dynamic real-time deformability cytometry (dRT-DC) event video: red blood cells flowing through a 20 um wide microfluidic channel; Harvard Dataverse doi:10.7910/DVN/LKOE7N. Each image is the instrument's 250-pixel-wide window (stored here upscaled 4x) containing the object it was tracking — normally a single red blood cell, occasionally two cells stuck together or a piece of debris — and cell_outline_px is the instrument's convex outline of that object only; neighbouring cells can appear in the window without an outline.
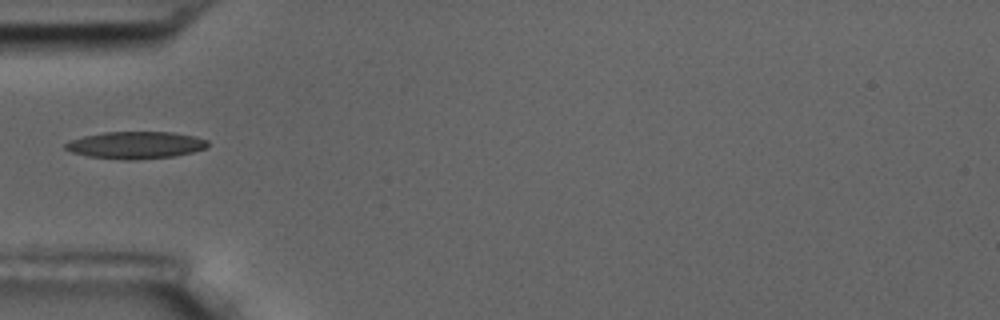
{"species": "common noctule bat (a hibernating species)", "species_latin": "Nyctalus noctula", "temperature_condition": "room temperature", "stored_images_in_passage": 2, "camera_frame_rate_fps": 3000, "um_per_image_px": 0.085, "animal": {"sex": "male", "body_mass_g": 17.5, "forearm_length_mm": 52.3}, "frame": {"image": 1, "passage_image": 2, "time_ms": 1.0, "image_size_px": [1000, 320], "cell_outline_px": [[208, 144], [204, 148], [192, 152], [172, 156], [132, 160], [124, 160], [88, 156], [72, 152], [64, 148], [64, 144], [68, 140], [84, 136], [104, 132], [172, 132], [196, 136], [208, 140]], "centroid_in_image_um": [11.5, 12.32], "position_along_channel_um": 73.5, "area_um2": 22.48}}